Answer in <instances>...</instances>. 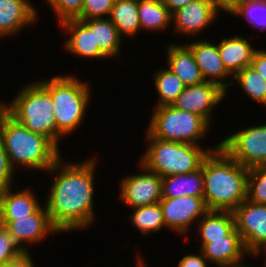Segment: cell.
Wrapping results in <instances>:
<instances>
[{
	"mask_svg": "<svg viewBox=\"0 0 266 267\" xmlns=\"http://www.w3.org/2000/svg\"><path fill=\"white\" fill-rule=\"evenodd\" d=\"M149 123L147 132L153 138L196 145H200L210 127L201 116L172 105L155 107Z\"/></svg>",
	"mask_w": 266,
	"mask_h": 267,
	"instance_id": "obj_7",
	"label": "cell"
},
{
	"mask_svg": "<svg viewBox=\"0 0 266 267\" xmlns=\"http://www.w3.org/2000/svg\"><path fill=\"white\" fill-rule=\"evenodd\" d=\"M162 3L169 9L172 14L176 10L185 7L187 4L196 0H161Z\"/></svg>",
	"mask_w": 266,
	"mask_h": 267,
	"instance_id": "obj_40",
	"label": "cell"
},
{
	"mask_svg": "<svg viewBox=\"0 0 266 267\" xmlns=\"http://www.w3.org/2000/svg\"><path fill=\"white\" fill-rule=\"evenodd\" d=\"M70 37L64 42V48L78 57L108 59L95 45L94 19L78 20L70 18L59 23Z\"/></svg>",
	"mask_w": 266,
	"mask_h": 267,
	"instance_id": "obj_14",
	"label": "cell"
},
{
	"mask_svg": "<svg viewBox=\"0 0 266 267\" xmlns=\"http://www.w3.org/2000/svg\"><path fill=\"white\" fill-rule=\"evenodd\" d=\"M15 170L12 168L9 157L3 147H0V192L12 187Z\"/></svg>",
	"mask_w": 266,
	"mask_h": 267,
	"instance_id": "obj_35",
	"label": "cell"
},
{
	"mask_svg": "<svg viewBox=\"0 0 266 267\" xmlns=\"http://www.w3.org/2000/svg\"><path fill=\"white\" fill-rule=\"evenodd\" d=\"M3 142V107L0 109V147Z\"/></svg>",
	"mask_w": 266,
	"mask_h": 267,
	"instance_id": "obj_41",
	"label": "cell"
},
{
	"mask_svg": "<svg viewBox=\"0 0 266 267\" xmlns=\"http://www.w3.org/2000/svg\"><path fill=\"white\" fill-rule=\"evenodd\" d=\"M3 104H4V103H0V109L3 107Z\"/></svg>",
	"mask_w": 266,
	"mask_h": 267,
	"instance_id": "obj_45",
	"label": "cell"
},
{
	"mask_svg": "<svg viewBox=\"0 0 266 267\" xmlns=\"http://www.w3.org/2000/svg\"><path fill=\"white\" fill-rule=\"evenodd\" d=\"M12 188L0 192V220L28 217L42 207L30 188L15 193Z\"/></svg>",
	"mask_w": 266,
	"mask_h": 267,
	"instance_id": "obj_21",
	"label": "cell"
},
{
	"mask_svg": "<svg viewBox=\"0 0 266 267\" xmlns=\"http://www.w3.org/2000/svg\"><path fill=\"white\" fill-rule=\"evenodd\" d=\"M131 225L136 227L140 233L147 234L160 231L165 227L162 208L159 203L153 205H147L134 208L133 214H131Z\"/></svg>",
	"mask_w": 266,
	"mask_h": 267,
	"instance_id": "obj_28",
	"label": "cell"
},
{
	"mask_svg": "<svg viewBox=\"0 0 266 267\" xmlns=\"http://www.w3.org/2000/svg\"><path fill=\"white\" fill-rule=\"evenodd\" d=\"M23 252L8 230L0 225V265L17 258Z\"/></svg>",
	"mask_w": 266,
	"mask_h": 267,
	"instance_id": "obj_34",
	"label": "cell"
},
{
	"mask_svg": "<svg viewBox=\"0 0 266 267\" xmlns=\"http://www.w3.org/2000/svg\"><path fill=\"white\" fill-rule=\"evenodd\" d=\"M0 225L8 230L24 252L29 251L26 249L27 244H38L47 235L60 233L52 224L45 205L28 217L17 218L16 220H0Z\"/></svg>",
	"mask_w": 266,
	"mask_h": 267,
	"instance_id": "obj_13",
	"label": "cell"
},
{
	"mask_svg": "<svg viewBox=\"0 0 266 267\" xmlns=\"http://www.w3.org/2000/svg\"><path fill=\"white\" fill-rule=\"evenodd\" d=\"M115 0H84L78 20L109 18Z\"/></svg>",
	"mask_w": 266,
	"mask_h": 267,
	"instance_id": "obj_32",
	"label": "cell"
},
{
	"mask_svg": "<svg viewBox=\"0 0 266 267\" xmlns=\"http://www.w3.org/2000/svg\"><path fill=\"white\" fill-rule=\"evenodd\" d=\"M242 262H238V263H233V264H228V265H222L219 267H248L247 265L245 266L244 264H241ZM264 267H266V265L264 264Z\"/></svg>",
	"mask_w": 266,
	"mask_h": 267,
	"instance_id": "obj_42",
	"label": "cell"
},
{
	"mask_svg": "<svg viewBox=\"0 0 266 267\" xmlns=\"http://www.w3.org/2000/svg\"><path fill=\"white\" fill-rule=\"evenodd\" d=\"M53 101L56 120V146L61 137L70 135L84 122L90 98V85L75 75H56L51 79L37 81Z\"/></svg>",
	"mask_w": 266,
	"mask_h": 267,
	"instance_id": "obj_4",
	"label": "cell"
},
{
	"mask_svg": "<svg viewBox=\"0 0 266 267\" xmlns=\"http://www.w3.org/2000/svg\"><path fill=\"white\" fill-rule=\"evenodd\" d=\"M140 256L138 255L137 256V258H136V267H147V265H145V261H144V259H142V258H139Z\"/></svg>",
	"mask_w": 266,
	"mask_h": 267,
	"instance_id": "obj_43",
	"label": "cell"
},
{
	"mask_svg": "<svg viewBox=\"0 0 266 267\" xmlns=\"http://www.w3.org/2000/svg\"><path fill=\"white\" fill-rule=\"evenodd\" d=\"M198 233L201 237V247L210 239L224 238L235 229V219L232 211L209 210L198 220Z\"/></svg>",
	"mask_w": 266,
	"mask_h": 267,
	"instance_id": "obj_23",
	"label": "cell"
},
{
	"mask_svg": "<svg viewBox=\"0 0 266 267\" xmlns=\"http://www.w3.org/2000/svg\"><path fill=\"white\" fill-rule=\"evenodd\" d=\"M233 215L245 249L251 256H260L266 247V204L246 199L233 211Z\"/></svg>",
	"mask_w": 266,
	"mask_h": 267,
	"instance_id": "obj_9",
	"label": "cell"
},
{
	"mask_svg": "<svg viewBox=\"0 0 266 267\" xmlns=\"http://www.w3.org/2000/svg\"><path fill=\"white\" fill-rule=\"evenodd\" d=\"M153 76L155 91L160 98L156 107L172 105L185 88L182 80L167 67L156 71Z\"/></svg>",
	"mask_w": 266,
	"mask_h": 267,
	"instance_id": "obj_27",
	"label": "cell"
},
{
	"mask_svg": "<svg viewBox=\"0 0 266 267\" xmlns=\"http://www.w3.org/2000/svg\"><path fill=\"white\" fill-rule=\"evenodd\" d=\"M38 12L27 0H0V38L18 34L38 20Z\"/></svg>",
	"mask_w": 266,
	"mask_h": 267,
	"instance_id": "obj_18",
	"label": "cell"
},
{
	"mask_svg": "<svg viewBox=\"0 0 266 267\" xmlns=\"http://www.w3.org/2000/svg\"><path fill=\"white\" fill-rule=\"evenodd\" d=\"M0 267H35L30 251H25L17 258L1 264Z\"/></svg>",
	"mask_w": 266,
	"mask_h": 267,
	"instance_id": "obj_37",
	"label": "cell"
},
{
	"mask_svg": "<svg viewBox=\"0 0 266 267\" xmlns=\"http://www.w3.org/2000/svg\"><path fill=\"white\" fill-rule=\"evenodd\" d=\"M94 39L107 58L119 56L122 36L109 18L94 19Z\"/></svg>",
	"mask_w": 266,
	"mask_h": 267,
	"instance_id": "obj_26",
	"label": "cell"
},
{
	"mask_svg": "<svg viewBox=\"0 0 266 267\" xmlns=\"http://www.w3.org/2000/svg\"><path fill=\"white\" fill-rule=\"evenodd\" d=\"M212 8L219 13L220 10L230 15L235 11L240 0H207Z\"/></svg>",
	"mask_w": 266,
	"mask_h": 267,
	"instance_id": "obj_38",
	"label": "cell"
},
{
	"mask_svg": "<svg viewBox=\"0 0 266 267\" xmlns=\"http://www.w3.org/2000/svg\"><path fill=\"white\" fill-rule=\"evenodd\" d=\"M2 147L14 170L20 165L47 172L61 157L60 148L49 138L18 123L4 107Z\"/></svg>",
	"mask_w": 266,
	"mask_h": 267,
	"instance_id": "obj_3",
	"label": "cell"
},
{
	"mask_svg": "<svg viewBox=\"0 0 266 267\" xmlns=\"http://www.w3.org/2000/svg\"><path fill=\"white\" fill-rule=\"evenodd\" d=\"M204 200L209 210L234 211L247 199L249 169L220 146L203 160Z\"/></svg>",
	"mask_w": 266,
	"mask_h": 267,
	"instance_id": "obj_2",
	"label": "cell"
},
{
	"mask_svg": "<svg viewBox=\"0 0 266 267\" xmlns=\"http://www.w3.org/2000/svg\"><path fill=\"white\" fill-rule=\"evenodd\" d=\"M166 52L167 68L177 75L185 86L205 82L193 52L186 44L178 45L173 42L167 46Z\"/></svg>",
	"mask_w": 266,
	"mask_h": 267,
	"instance_id": "obj_19",
	"label": "cell"
},
{
	"mask_svg": "<svg viewBox=\"0 0 266 267\" xmlns=\"http://www.w3.org/2000/svg\"><path fill=\"white\" fill-rule=\"evenodd\" d=\"M165 227L178 234H187L197 219H201L209 209L204 197L183 196L177 198H161Z\"/></svg>",
	"mask_w": 266,
	"mask_h": 267,
	"instance_id": "obj_11",
	"label": "cell"
},
{
	"mask_svg": "<svg viewBox=\"0 0 266 267\" xmlns=\"http://www.w3.org/2000/svg\"><path fill=\"white\" fill-rule=\"evenodd\" d=\"M186 45L192 50L196 64L201 70L205 81L215 83L228 92V87L232 85V81L224 82V80L233 76L223 64L218 45L207 40H199Z\"/></svg>",
	"mask_w": 266,
	"mask_h": 267,
	"instance_id": "obj_15",
	"label": "cell"
},
{
	"mask_svg": "<svg viewBox=\"0 0 266 267\" xmlns=\"http://www.w3.org/2000/svg\"><path fill=\"white\" fill-rule=\"evenodd\" d=\"M45 2L51 6L60 23L75 18L81 12L84 0H45Z\"/></svg>",
	"mask_w": 266,
	"mask_h": 267,
	"instance_id": "obj_33",
	"label": "cell"
},
{
	"mask_svg": "<svg viewBox=\"0 0 266 267\" xmlns=\"http://www.w3.org/2000/svg\"><path fill=\"white\" fill-rule=\"evenodd\" d=\"M232 15L246 17L248 23L256 29L266 30V2L264 0H240Z\"/></svg>",
	"mask_w": 266,
	"mask_h": 267,
	"instance_id": "obj_30",
	"label": "cell"
},
{
	"mask_svg": "<svg viewBox=\"0 0 266 267\" xmlns=\"http://www.w3.org/2000/svg\"><path fill=\"white\" fill-rule=\"evenodd\" d=\"M138 164L144 172L125 176L120 182V199L132 209L159 203L162 198V177Z\"/></svg>",
	"mask_w": 266,
	"mask_h": 267,
	"instance_id": "obj_10",
	"label": "cell"
},
{
	"mask_svg": "<svg viewBox=\"0 0 266 267\" xmlns=\"http://www.w3.org/2000/svg\"><path fill=\"white\" fill-rule=\"evenodd\" d=\"M185 195L203 197L202 167L191 173L162 177V198H177Z\"/></svg>",
	"mask_w": 266,
	"mask_h": 267,
	"instance_id": "obj_22",
	"label": "cell"
},
{
	"mask_svg": "<svg viewBox=\"0 0 266 267\" xmlns=\"http://www.w3.org/2000/svg\"><path fill=\"white\" fill-rule=\"evenodd\" d=\"M8 114L27 129L42 134L56 145V120L51 95L36 81L27 84L9 104Z\"/></svg>",
	"mask_w": 266,
	"mask_h": 267,
	"instance_id": "obj_6",
	"label": "cell"
},
{
	"mask_svg": "<svg viewBox=\"0 0 266 267\" xmlns=\"http://www.w3.org/2000/svg\"><path fill=\"white\" fill-rule=\"evenodd\" d=\"M146 134L148 147L138 162L161 177L196 171L204 158L219 147L218 144L206 150L201 145L165 141L153 138L147 131Z\"/></svg>",
	"mask_w": 266,
	"mask_h": 267,
	"instance_id": "obj_5",
	"label": "cell"
},
{
	"mask_svg": "<svg viewBox=\"0 0 266 267\" xmlns=\"http://www.w3.org/2000/svg\"><path fill=\"white\" fill-rule=\"evenodd\" d=\"M219 146L247 169L266 165V124L234 131Z\"/></svg>",
	"mask_w": 266,
	"mask_h": 267,
	"instance_id": "obj_8",
	"label": "cell"
},
{
	"mask_svg": "<svg viewBox=\"0 0 266 267\" xmlns=\"http://www.w3.org/2000/svg\"><path fill=\"white\" fill-rule=\"evenodd\" d=\"M264 253H265V255H266V247L264 248ZM264 263H265V265H266V257H265V261H264Z\"/></svg>",
	"mask_w": 266,
	"mask_h": 267,
	"instance_id": "obj_44",
	"label": "cell"
},
{
	"mask_svg": "<svg viewBox=\"0 0 266 267\" xmlns=\"http://www.w3.org/2000/svg\"><path fill=\"white\" fill-rule=\"evenodd\" d=\"M109 19L122 37L125 35L132 38L141 30L138 0H115Z\"/></svg>",
	"mask_w": 266,
	"mask_h": 267,
	"instance_id": "obj_24",
	"label": "cell"
},
{
	"mask_svg": "<svg viewBox=\"0 0 266 267\" xmlns=\"http://www.w3.org/2000/svg\"><path fill=\"white\" fill-rule=\"evenodd\" d=\"M217 45L223 64L232 76L250 66L257 51L248 39L239 35L221 39Z\"/></svg>",
	"mask_w": 266,
	"mask_h": 267,
	"instance_id": "obj_20",
	"label": "cell"
},
{
	"mask_svg": "<svg viewBox=\"0 0 266 267\" xmlns=\"http://www.w3.org/2000/svg\"><path fill=\"white\" fill-rule=\"evenodd\" d=\"M96 157L80 163H63L59 158L47 171L56 174L45 207L60 233L83 230L93 224Z\"/></svg>",
	"mask_w": 266,
	"mask_h": 267,
	"instance_id": "obj_1",
	"label": "cell"
},
{
	"mask_svg": "<svg viewBox=\"0 0 266 267\" xmlns=\"http://www.w3.org/2000/svg\"><path fill=\"white\" fill-rule=\"evenodd\" d=\"M247 200L257 204H266V165L249 169Z\"/></svg>",
	"mask_w": 266,
	"mask_h": 267,
	"instance_id": "obj_31",
	"label": "cell"
},
{
	"mask_svg": "<svg viewBox=\"0 0 266 267\" xmlns=\"http://www.w3.org/2000/svg\"><path fill=\"white\" fill-rule=\"evenodd\" d=\"M199 254H186L183 256L179 263L178 267H209L207 259L204 257L201 250L198 251Z\"/></svg>",
	"mask_w": 266,
	"mask_h": 267,
	"instance_id": "obj_36",
	"label": "cell"
},
{
	"mask_svg": "<svg viewBox=\"0 0 266 267\" xmlns=\"http://www.w3.org/2000/svg\"><path fill=\"white\" fill-rule=\"evenodd\" d=\"M232 78V85L236 81L248 94L247 96L266 107V81L254 67L247 66Z\"/></svg>",
	"mask_w": 266,
	"mask_h": 267,
	"instance_id": "obj_29",
	"label": "cell"
},
{
	"mask_svg": "<svg viewBox=\"0 0 266 267\" xmlns=\"http://www.w3.org/2000/svg\"><path fill=\"white\" fill-rule=\"evenodd\" d=\"M251 66L264 78L266 81V51L257 50L252 59Z\"/></svg>",
	"mask_w": 266,
	"mask_h": 267,
	"instance_id": "obj_39",
	"label": "cell"
},
{
	"mask_svg": "<svg viewBox=\"0 0 266 267\" xmlns=\"http://www.w3.org/2000/svg\"><path fill=\"white\" fill-rule=\"evenodd\" d=\"M200 250L207 261L217 267L243 262L244 256L250 255L236 228L224 238L210 239Z\"/></svg>",
	"mask_w": 266,
	"mask_h": 267,
	"instance_id": "obj_17",
	"label": "cell"
},
{
	"mask_svg": "<svg viewBox=\"0 0 266 267\" xmlns=\"http://www.w3.org/2000/svg\"><path fill=\"white\" fill-rule=\"evenodd\" d=\"M217 16L218 13L207 0H196L173 12L171 22H174L178 34L194 37L212 24Z\"/></svg>",
	"mask_w": 266,
	"mask_h": 267,
	"instance_id": "obj_16",
	"label": "cell"
},
{
	"mask_svg": "<svg viewBox=\"0 0 266 267\" xmlns=\"http://www.w3.org/2000/svg\"><path fill=\"white\" fill-rule=\"evenodd\" d=\"M226 96L227 92L220 86L205 81L199 85L185 86L182 93L172 103V106L179 110L195 113L211 125V111Z\"/></svg>",
	"mask_w": 266,
	"mask_h": 267,
	"instance_id": "obj_12",
	"label": "cell"
},
{
	"mask_svg": "<svg viewBox=\"0 0 266 267\" xmlns=\"http://www.w3.org/2000/svg\"><path fill=\"white\" fill-rule=\"evenodd\" d=\"M171 13L161 0H138V18L143 29L166 31L171 22Z\"/></svg>",
	"mask_w": 266,
	"mask_h": 267,
	"instance_id": "obj_25",
	"label": "cell"
}]
</instances>
